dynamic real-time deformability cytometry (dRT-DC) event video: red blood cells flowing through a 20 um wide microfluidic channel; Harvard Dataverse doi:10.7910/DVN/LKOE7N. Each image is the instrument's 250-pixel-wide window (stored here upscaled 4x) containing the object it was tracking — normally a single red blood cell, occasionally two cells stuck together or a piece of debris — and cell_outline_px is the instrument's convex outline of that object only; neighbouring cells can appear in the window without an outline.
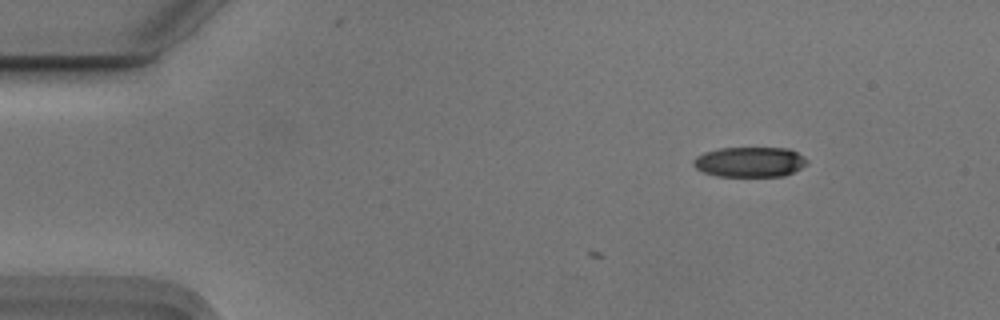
{"species": "Egyptian fruit bat (a non-hibernating species)", "species_latin": "Rousettus aegyptiacus", "temperature_condition": "cold", "stored_images_in_passage": 3, "camera_frame_rate_fps": 3000, "um_per_image_px": 0.085, "animal": {"sex": "male"}, "frame": {"image": 1, "passage_image": 3, "time_ms": 0.667, "image_size_px": [1000, 320], "cell_outline_px": [[808, 164], [784, 176], [716, 176], [704, 172], [696, 168], [692, 164], [692, 160], [696, 156], [704, 152], [720, 148], [788, 148], [804, 156], [808, 160]], "centroid_in_image_um": [63.72, 13.76], "position_along_channel_um": 21.3, "area_um2": 20.0}}